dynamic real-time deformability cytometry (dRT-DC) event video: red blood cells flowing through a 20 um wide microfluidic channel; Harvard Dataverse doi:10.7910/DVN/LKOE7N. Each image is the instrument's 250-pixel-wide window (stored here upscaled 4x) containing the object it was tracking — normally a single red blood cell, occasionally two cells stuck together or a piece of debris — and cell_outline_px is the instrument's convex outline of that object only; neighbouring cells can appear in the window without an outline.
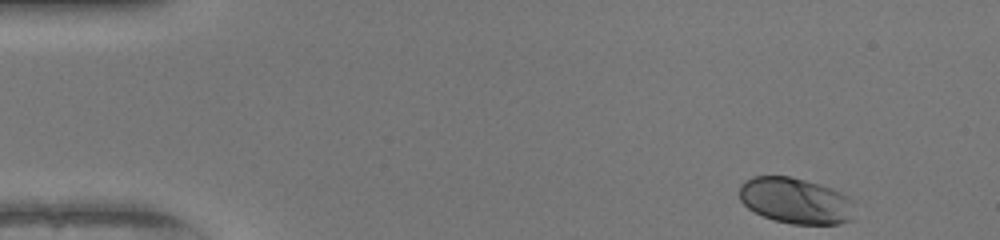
{"species": "human", "species_latin": "Homo sapiens", "temperature_condition": "warm", "stored_images_in_passage": 47, "camera_frame_rate_fps": 3000, "um_per_image_px": 0.085, "donor": {"sex": "female"}, "frame": {"image": 1, "passage_image": 1, "time_ms": 0.0, "image_size_px": [1000, 240], "cell_outline_px": [[856, 200], [852, 220], [840, 224], [792, 224], [772, 220], [748, 208], [740, 200], [740, 184], [744, 180], [752, 176], [788, 176], [804, 180], [832, 188]], "centroid_in_image_um": [67.66, 17.07], "position_along_channel_um": 17.3, "area_um2": 31.21}}
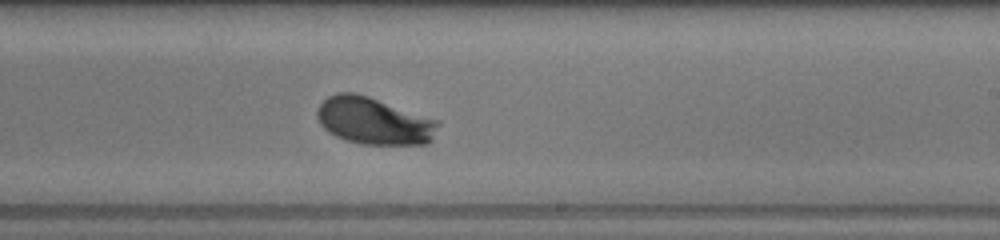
{"frame": {"image": 2, "passage_image": 27, "time_ms": 8.667, "image_size_px": [1000, 240], "cell_outline_px": [[440, 124], [432, 140], [428, 144], [360, 144], [336, 136], [328, 132], [320, 124], [316, 116], [316, 112], [320, 104], [328, 96], [336, 92], [356, 92], [440, 120]], "centroid_in_image_um": [31.79, 10.27], "position_along_channel_um": 257.2, "area_um2": 33.41}}
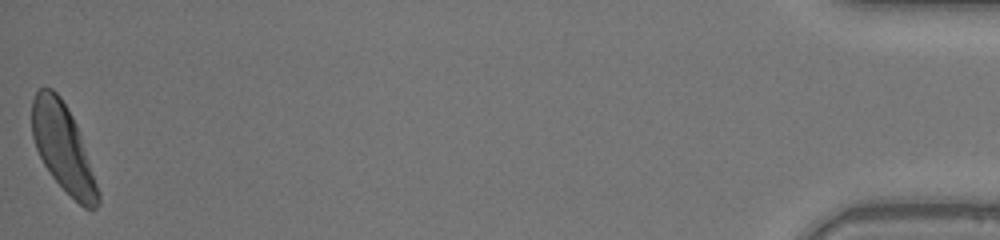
{"frame": {"image": 3, "passage_image": 47, "time_ms": 15.333, "image_size_px": [1000, 240], "cell_outline_px": [[100, 204], [92, 212], [84, 208], [52, 176], [44, 164], [36, 148], [32, 136], [32, 100], [36, 92], [40, 88], [52, 88], [60, 96], [72, 116], [76, 124], [100, 192]], "centroid_in_image_um": [5.37, 12.58], "position_along_channel_um": 429.8, "area_um2": 33.12}, "authors_computed_cell_mechanics": {"area_um2": 32.1946, "velocity_mm_per_s": 4.089, "shape_relaxation_time_tau1_ms": 1.9887, "shape_relaxation_time_tau2_ms": null, "deformation_change_tau1": 0.1237, "deformation_change_tau2": null}}